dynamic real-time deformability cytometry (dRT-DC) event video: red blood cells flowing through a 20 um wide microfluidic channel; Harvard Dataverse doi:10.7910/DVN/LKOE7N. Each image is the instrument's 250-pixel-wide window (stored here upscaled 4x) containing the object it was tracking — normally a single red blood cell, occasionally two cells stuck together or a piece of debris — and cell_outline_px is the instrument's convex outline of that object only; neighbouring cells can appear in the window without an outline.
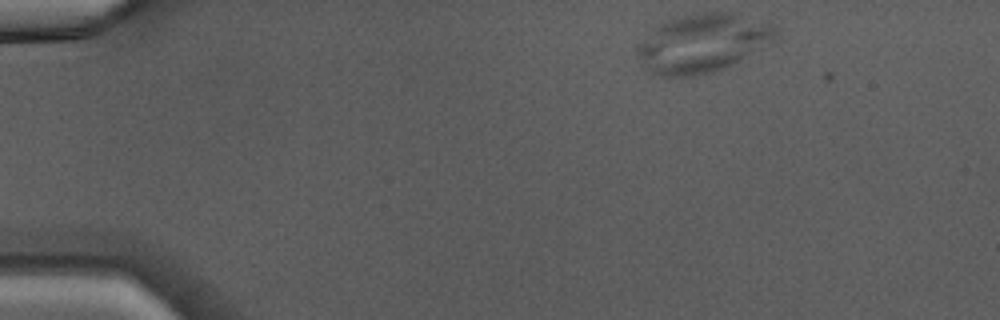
{"species": "Egyptian fruit bat (a non-hibernating species)", "species_latin": "Rousettus aegyptiacus", "temperature_condition": "warm", "stored_images_in_passage": 40, "camera_frame_rate_fps": 3000, "um_per_image_px": 0.085, "animal": {"sex": "male"}, "frame": {"image": 1, "passage_image": 1, "time_ms": 0.0, "image_size_px": [1000, 320], "cell_outline_px": [[780, 36], [740, 60], [732, 64], [712, 72], [688, 76], [660, 76], [644, 68], [636, 52], [636, 48], [660, 20], [676, 16], [704, 12], [732, 12], [772, 24]], "centroid_in_image_um": [59.68, 3.64], "position_along_channel_um": 25.3, "area_um2": 47.11}}
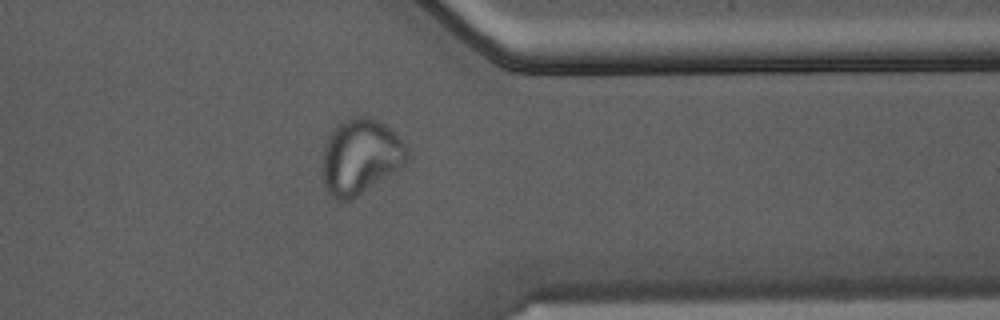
{"frame": {"image": 2, "passage_image": 31, "time_ms": 10.0, "image_size_px": [1000, 320], "cell_outline_px": [[408, 160], [400, 168], [356, 196], [348, 200], [336, 200], [324, 188], [324, 144], [332, 128], [336, 124], [348, 116], [364, 112], [384, 124], [404, 144], [408, 152]], "centroid_in_image_um": [30.61, 13.24], "position_along_channel_um": 380.8, "area_um2": 37.17}}